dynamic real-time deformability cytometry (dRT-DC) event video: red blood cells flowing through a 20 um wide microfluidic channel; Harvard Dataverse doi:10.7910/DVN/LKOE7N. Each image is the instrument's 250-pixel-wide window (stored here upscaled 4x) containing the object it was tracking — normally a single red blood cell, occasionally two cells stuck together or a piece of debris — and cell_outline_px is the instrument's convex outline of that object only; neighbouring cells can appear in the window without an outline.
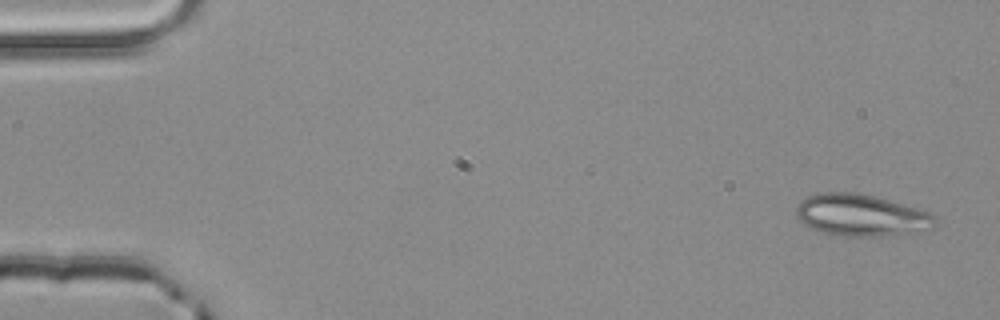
{"species": "common noctule bat (a hibernating species)", "species_latin": "Nyctalus noctula", "temperature_condition": "room temperature", "stored_images_in_passage": 3, "camera_frame_rate_fps": 3000, "um_per_image_px": 0.085, "animal": {"sex": "male", "body_mass_g": 20.4}, "frame": {"image": 1, "passage_image": 1, "time_ms": 0.0, "image_size_px": [1000, 320], "cell_outline_px": [[936, 224], [932, 228], [920, 232], [880, 236], [840, 236], [824, 232], [812, 228], [804, 224], [796, 216], [796, 204], [800, 200], [808, 196], [824, 192], [856, 192], [904, 204], [928, 212], [936, 216]], "centroid_in_image_um": [73.2, 18.3], "position_along_channel_um": 11.8, "area_um2": 33.87}}